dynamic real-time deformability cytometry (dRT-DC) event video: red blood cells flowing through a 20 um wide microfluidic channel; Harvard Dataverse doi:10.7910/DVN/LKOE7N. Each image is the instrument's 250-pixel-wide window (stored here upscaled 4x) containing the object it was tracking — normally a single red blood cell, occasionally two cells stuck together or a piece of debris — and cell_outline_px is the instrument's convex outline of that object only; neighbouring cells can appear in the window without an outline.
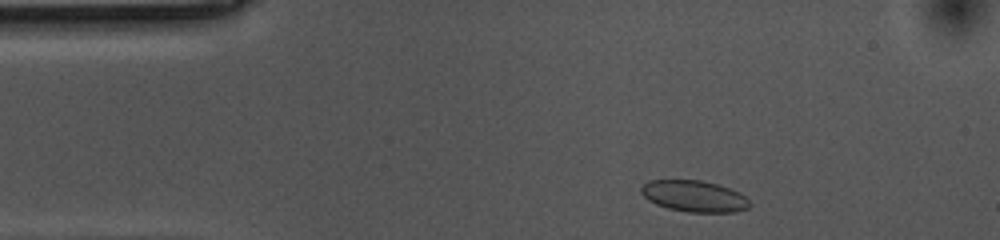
{"species": "common noctule bat (a hibernating species)", "species_latin": "Nyctalus noctula", "temperature_condition": "cold", "stored_images_in_passage": 38, "camera_frame_rate_fps": 3000, "um_per_image_px": 0.085, "animal": {"sex": "female", "body_mass_g": 10.0, "forearm_length_mm": 53.1}, "frame": {"image": 1, "passage_image": 3, "time_ms": 0.667, "image_size_px": [1000, 240], "cell_outline_px": [[752, 204], [748, 208], [736, 212], [688, 212], [668, 208], [656, 204], [648, 200], [640, 192], [640, 188], [648, 180], [700, 180], [716, 184], [740, 192]], "centroid_in_image_um": [59.0, 16.68], "position_along_channel_um": 26.0, "area_um2": 19.83}}
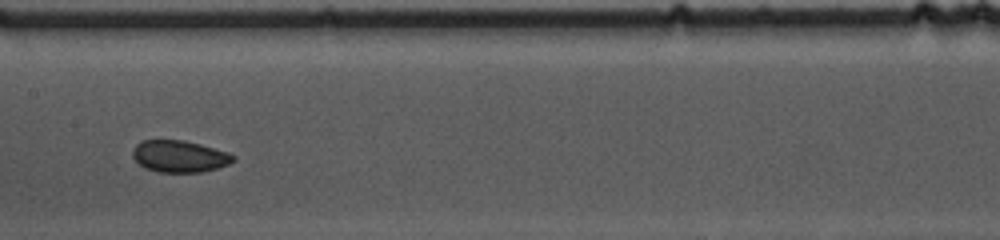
{"frame": {"image": 2, "passage_image": 21, "time_ms": 6.667, "image_size_px": [1000, 240], "cell_outline_px": [[236, 160], [228, 164], [216, 168], [200, 172], [160, 172], [144, 168], [132, 156], [132, 148], [140, 140], [184, 140], [200, 144], [228, 152], [236, 156]], "centroid_in_image_um": [15.24, 13.28], "position_along_channel_um": 192.2, "area_um2": 18.73}}
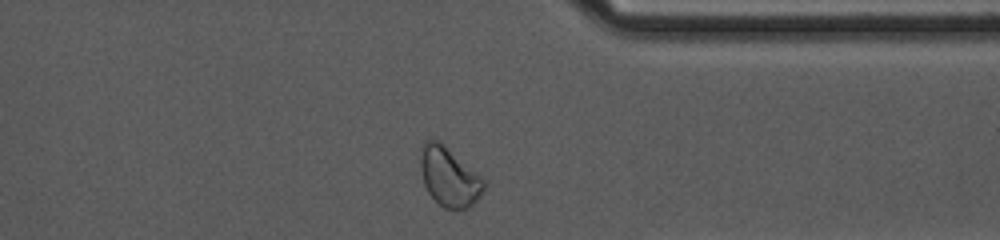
{"frame": {"image": 3, "passage_image": 37, "time_ms": 12.0, "image_size_px": [1000, 240], "cell_outline_px": [[484, 188], [480, 196], [468, 208], [444, 208], [428, 192], [424, 184], [420, 168], [420, 148], [424, 140], [436, 140], [480, 176], [484, 180]], "centroid_in_image_um": [38.13, 15.04], "position_along_channel_um": 373.3, "area_um2": 21.1}, "authors_computed_cell_mechanics": {"area_um2": 18.9295, "velocity_mm_per_s": 3.5259, "shape_relaxation_time_tau1_ms": null, "shape_relaxation_time_tau2_ms": 2.5494, "deformation_change_tau1": null, "deformation_change_tau2": 0.0511}}